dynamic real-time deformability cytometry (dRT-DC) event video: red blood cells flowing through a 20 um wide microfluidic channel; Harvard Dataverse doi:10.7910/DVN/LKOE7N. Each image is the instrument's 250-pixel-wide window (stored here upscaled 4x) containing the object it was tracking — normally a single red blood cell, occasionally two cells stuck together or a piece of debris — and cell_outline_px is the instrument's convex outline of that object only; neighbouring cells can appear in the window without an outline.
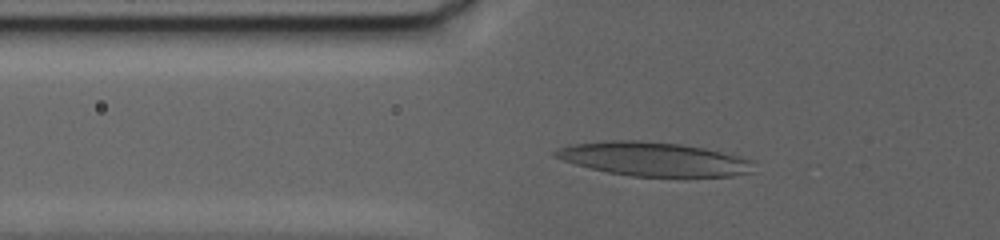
{"species": "human", "species_latin": "Homo sapiens", "temperature_condition": "warm", "stored_images_in_passage": 41, "camera_frame_rate_fps": 3000, "um_per_image_px": 0.085, "donor": {"sex": "female"}, "frame": {"image": 1, "passage_image": 40, "time_ms": 9.0, "image_size_px": [1000, 240], "cell_outline_px": [[752, 172], [732, 176], [632, 176], [608, 172], [576, 164], [552, 156], [552, 152], [556, 148], [576, 144], [612, 140], [632, 140], [676, 144], [700, 148], [740, 156], [752, 160]], "centroid_in_image_um": [55.53, 13.53], "position_along_channel_um": 70.3, "area_um2": 38.38}}